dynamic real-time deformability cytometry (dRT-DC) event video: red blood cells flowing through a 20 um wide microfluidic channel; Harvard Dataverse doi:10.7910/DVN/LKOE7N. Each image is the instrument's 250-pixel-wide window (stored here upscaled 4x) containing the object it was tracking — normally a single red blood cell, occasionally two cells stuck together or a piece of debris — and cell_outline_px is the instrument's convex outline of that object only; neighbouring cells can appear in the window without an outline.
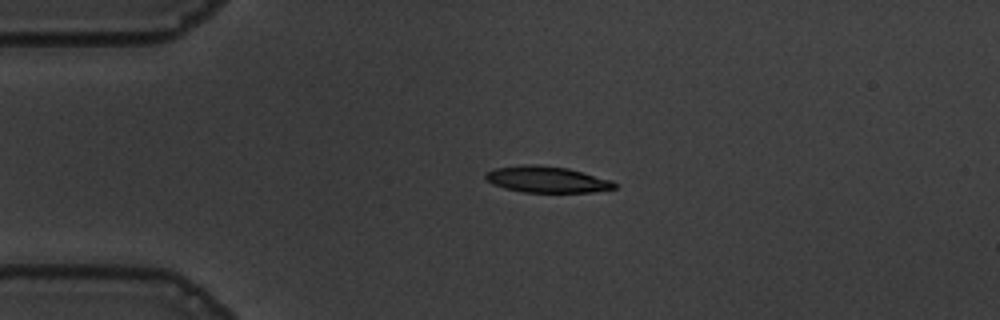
{"species": "common noctule bat (a hibernating species)", "species_latin": "Nyctalus noctula", "temperature_condition": "warm", "stored_images_in_passage": 44, "camera_frame_rate_fps": 3000, "um_per_image_px": 0.085, "animal": {"sex": "male", "body_mass_g": 19.5, "forearm_length_mm": 54.6}, "frame": {"image": 1, "passage_image": 1, "time_ms": 0.0, "image_size_px": [1000, 320], "cell_outline_px": [[616, 188], [592, 192], [524, 192], [504, 188], [492, 184], [484, 180], [484, 172], [496, 168], [524, 164], [532, 164], [568, 168], [612, 180], [616, 184]], "centroid_in_image_um": [46.44, 15.25], "position_along_channel_um": 38.6, "area_um2": 19.83}}
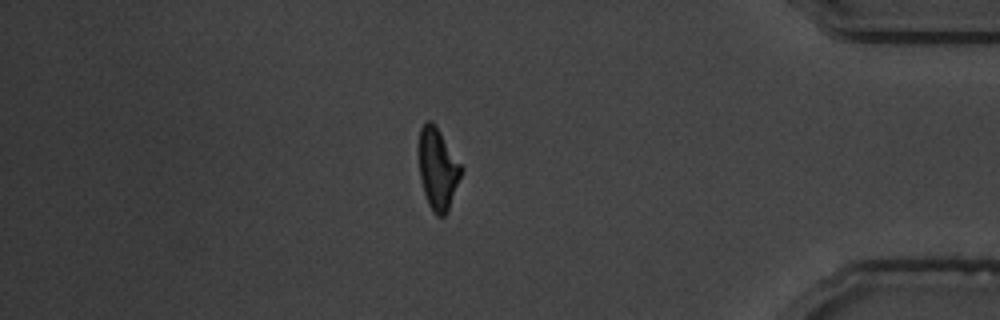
{"frame": {"image": 2, "passage_image": 36, "time_ms": 11.667, "image_size_px": [1000, 320], "cell_outline_px": [[464, 168], [448, 212], [444, 216], [436, 216], [432, 212], [428, 204], [424, 192], [420, 176], [420, 128], [424, 120], [432, 120], [436, 124]], "centroid_in_image_um": [37.24, 14.34], "position_along_channel_um": 398.0, "area_um2": 20.29}}
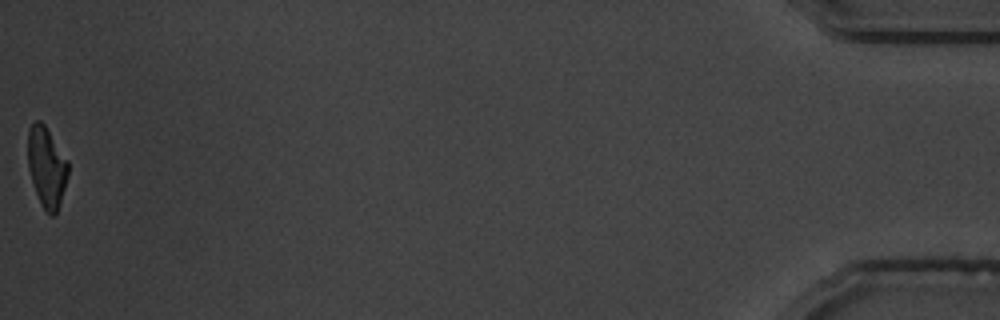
{"frame": {"image": 3, "passage_image": 44, "time_ms": 14.333, "image_size_px": [1000, 320], "cell_outline_px": [[68, 176], [60, 204], [56, 212], [52, 216], [40, 204], [28, 168], [28, 128], [36, 120], [40, 120], [44, 124], [68, 160]], "centroid_in_image_um": [3.97, 14.18], "position_along_channel_um": 431.2, "area_um2": 18.73}, "authors_computed_cell_mechanics": {"area_um2": 20.6346, "velocity_mm_per_s": 3.6357, "shape_relaxation_time_tau1_ms": 4.7758, "shape_relaxation_time_tau2_ms": 4.4043, "deformation_change_tau1": 0.194, "deformation_change_tau2": 0.1452}}